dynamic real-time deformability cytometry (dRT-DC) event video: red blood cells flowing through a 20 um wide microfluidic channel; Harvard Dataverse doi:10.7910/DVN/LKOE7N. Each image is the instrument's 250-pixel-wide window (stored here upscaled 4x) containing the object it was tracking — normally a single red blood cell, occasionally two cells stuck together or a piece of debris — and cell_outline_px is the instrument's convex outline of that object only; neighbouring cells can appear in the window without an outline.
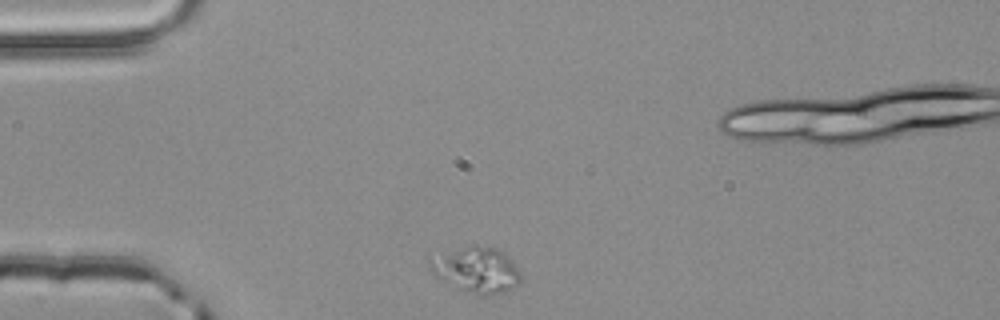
{"species": "common noctule bat (a hibernating species)", "species_latin": "Nyctalus noctula", "temperature_condition": "room temperature", "stored_images_in_passage": 2, "camera_frame_rate_fps": 3000, "um_per_image_px": 0.085, "animal": {"sex": "male", "body_mass_g": 20.4}, "frame": {"image": 1, "passage_image": 1, "time_ms": 0.0, "image_size_px": [1000, 320], "cell_outline_px": [[520, 280], [512, 292], [488, 296], [476, 296], [436, 276], [432, 272], [428, 264], [428, 256], [472, 244], [476, 244], [496, 248], [504, 252], [512, 260], [520, 272]], "centroid_in_image_um": [40.52, 22.93], "position_along_channel_um": 44.5, "area_um2": 24.8}}